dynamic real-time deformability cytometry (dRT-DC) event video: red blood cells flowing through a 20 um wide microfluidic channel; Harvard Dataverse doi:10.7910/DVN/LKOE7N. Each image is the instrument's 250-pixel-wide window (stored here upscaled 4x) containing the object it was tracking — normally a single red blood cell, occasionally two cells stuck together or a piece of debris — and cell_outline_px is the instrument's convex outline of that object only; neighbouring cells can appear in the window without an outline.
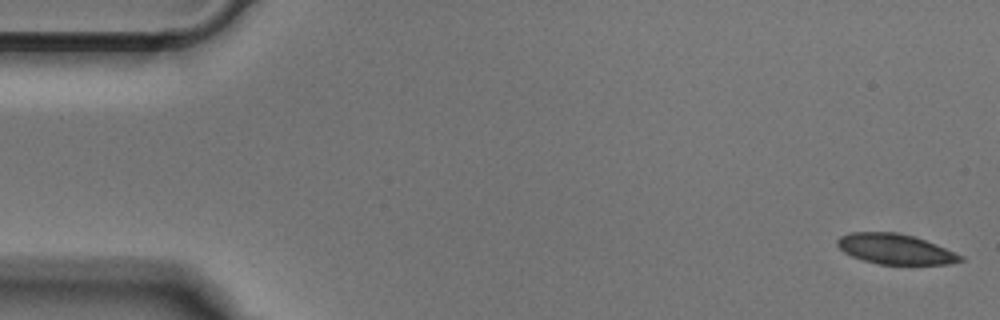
{"species": "Egyptian fruit bat (a non-hibernating species)", "species_latin": "Rousettus aegyptiacus", "temperature_condition": "cold", "stored_images_in_passage": 52, "camera_frame_rate_fps": 3000, "um_per_image_px": 0.085, "animal": {"sex": "male"}, "frame": {"image": 1, "passage_image": 1, "time_ms": 0.0, "image_size_px": [1000, 320], "cell_outline_px": [[964, 260], [948, 264], [880, 264], [864, 260], [852, 256], [844, 252], [836, 244], [836, 240], [840, 236], [848, 232], [896, 232], [912, 236], [936, 244], [964, 256]], "centroid_in_image_um": [76.08, 21.16], "position_along_channel_um": 8.9, "area_um2": 21.56}}
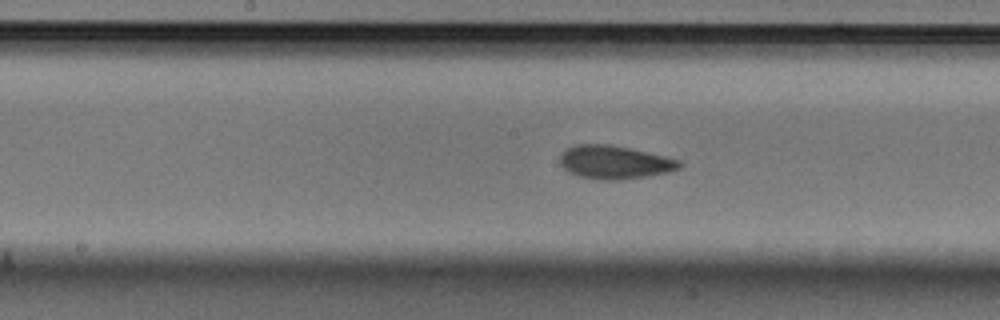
{"frame": {"image": 2, "passage_image": 25, "time_ms": 8.0, "image_size_px": [1000, 320], "cell_outline_px": [[684, 164], [680, 168], [668, 172], [648, 176], [620, 180], [604, 180], [576, 176], [568, 172], [560, 164], [560, 156], [564, 148], [576, 144], [612, 144], [632, 148], [680, 160]], "centroid_in_image_um": [52.22, 13.78], "position_along_channel_um": 196.0, "area_um2": 23.58}}
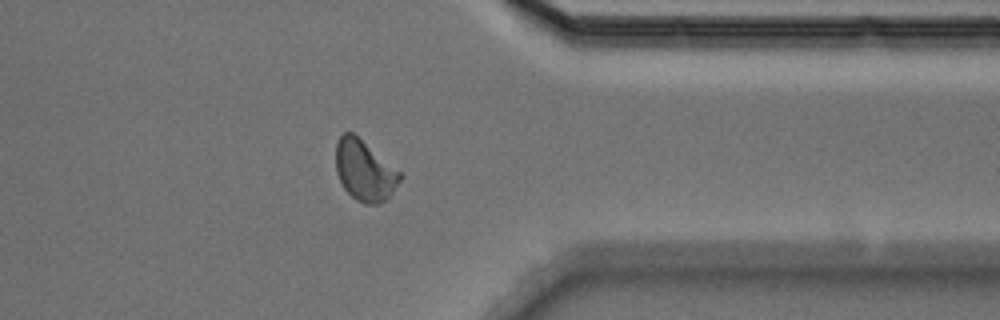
{"frame": {"image": 3, "passage_image": 40, "time_ms": 13.0, "image_size_px": [1000, 320], "cell_outline_px": [[404, 176], [392, 192], [380, 204], [364, 204], [356, 200], [344, 188], [336, 172], [336, 144], [340, 136], [344, 132], [352, 132], [400, 172]], "centroid_in_image_um": [30.98, 14.51], "position_along_channel_um": 380.4, "area_um2": 22.31}}